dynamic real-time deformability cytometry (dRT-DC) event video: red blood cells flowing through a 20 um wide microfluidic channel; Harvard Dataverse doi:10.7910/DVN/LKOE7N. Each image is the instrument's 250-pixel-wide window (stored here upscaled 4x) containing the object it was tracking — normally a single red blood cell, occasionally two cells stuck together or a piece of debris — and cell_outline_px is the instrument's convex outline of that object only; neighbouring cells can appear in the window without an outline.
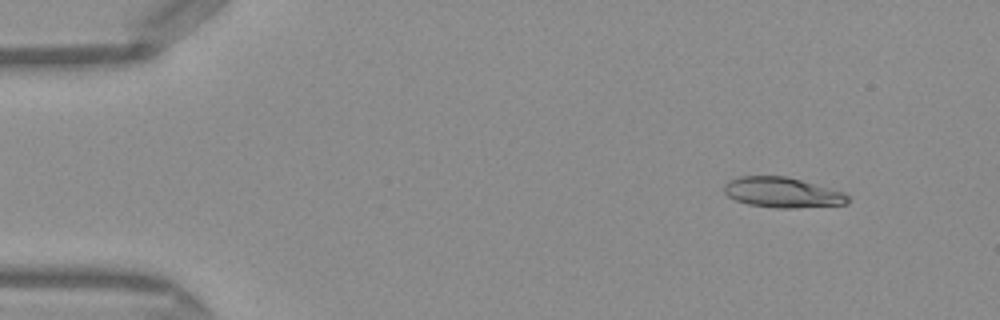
{"species": "Egyptian fruit bat (a non-hibernating species)", "species_latin": "Rousettus aegyptiacus", "temperature_condition": "warm", "stored_images_in_passage": 8, "camera_frame_rate_fps": 3000, "um_per_image_px": 0.085, "frame": {"image": 1, "passage_image": 5, "time_ms": 1.333, "image_size_px": [1000, 320], "cell_outline_px": [[852, 200], [848, 204], [796, 208], [776, 208], [748, 204], [736, 200], [728, 196], [724, 192], [724, 184], [728, 180], [740, 176], [788, 176], [844, 192]], "centroid_in_image_um": [66.52, 16.36], "position_along_channel_um": 18.5, "area_um2": 22.02}}